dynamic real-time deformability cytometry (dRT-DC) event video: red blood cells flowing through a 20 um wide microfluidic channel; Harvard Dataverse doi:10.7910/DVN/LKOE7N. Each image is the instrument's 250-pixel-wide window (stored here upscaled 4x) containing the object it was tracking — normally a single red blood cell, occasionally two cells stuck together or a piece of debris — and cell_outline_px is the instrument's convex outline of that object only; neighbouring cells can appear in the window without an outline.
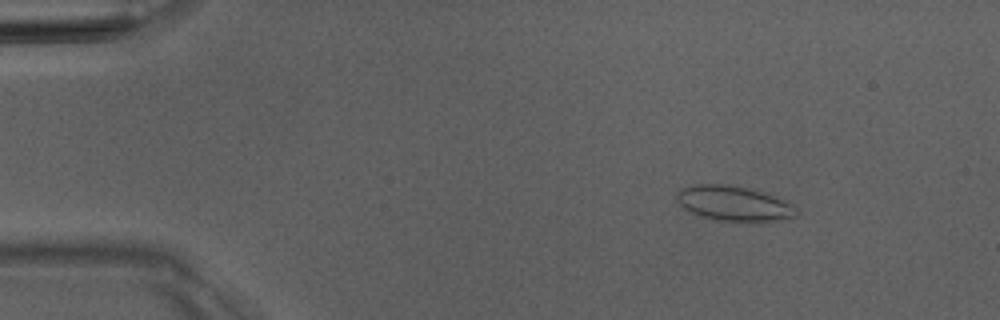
{"species": "Egyptian fruit bat (a non-hibernating species)", "species_latin": "Rousettus aegyptiacus", "temperature_condition": "room temperature", "stored_images_in_passage": 5, "camera_frame_rate_fps": 3000, "um_per_image_px": 0.085, "animal": {"sex": "male"}, "frame": {"image": 1, "passage_image": 2, "time_ms": 2.0, "image_size_px": [1000, 320], "cell_outline_px": [[796, 216], [788, 220], [768, 224], [752, 224], [712, 220], [700, 216], [684, 208], [676, 200], [676, 192], [680, 188], [692, 184], [732, 184], [760, 192], [784, 200], [792, 204], [796, 212]], "centroid_in_image_um": [62.4, 17.35], "position_along_channel_um": 22.6, "area_um2": 25.43}}